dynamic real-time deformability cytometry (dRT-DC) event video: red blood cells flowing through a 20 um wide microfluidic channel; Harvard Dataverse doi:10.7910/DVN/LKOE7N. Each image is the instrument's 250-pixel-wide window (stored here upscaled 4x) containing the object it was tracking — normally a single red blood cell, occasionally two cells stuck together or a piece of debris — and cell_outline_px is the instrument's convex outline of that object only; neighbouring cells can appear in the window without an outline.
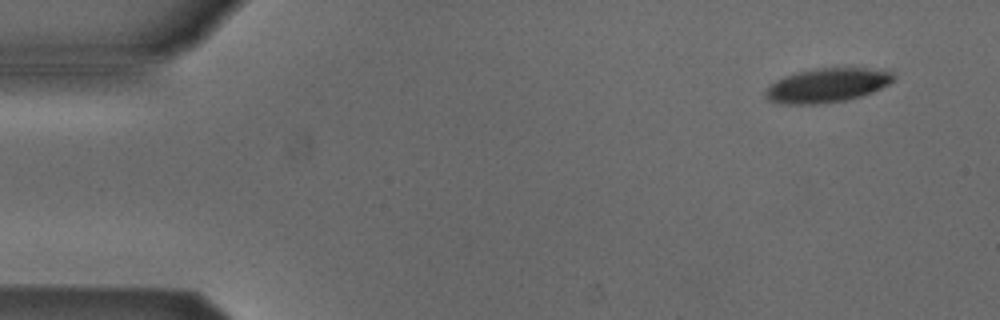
{"species": "Egyptian fruit bat (a non-hibernating species)", "species_latin": "Rousettus aegyptiacus", "temperature_condition": "cold", "stored_images_in_passage": 4, "camera_frame_rate_fps": 3000, "um_per_image_px": 0.085, "animal": {"sex": "male"}, "frame": {"image": 1, "passage_image": 1, "time_ms": 0.0, "image_size_px": [1000, 320], "cell_outline_px": [[896, 76], [888, 84], [872, 92], [860, 96], [844, 100], [820, 104], [784, 104], [768, 100], [764, 96], [764, 92], [776, 80], [784, 76], [796, 72], [816, 68], [864, 68], [892, 72]], "centroid_in_image_um": [70.26, 7.25], "position_along_channel_um": 14.7, "area_um2": 25.26}}
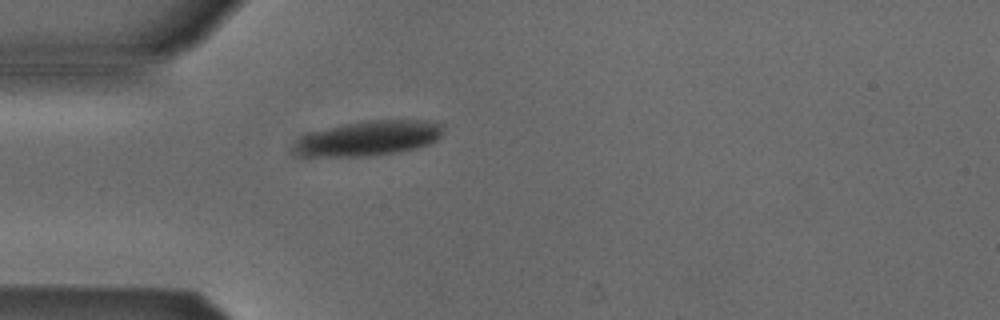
{"frame": {"image": 2, "passage_image": 4, "time_ms": 1.0, "image_size_px": [1000, 320], "cell_outline_px": [[444, 132], [436, 140], [428, 144], [416, 148], [368, 156], [300, 156], [296, 152], [292, 144], [300, 136], [308, 132], [344, 124], [368, 120], [436, 120], [444, 124]], "centroid_in_image_um": [31.34, 11.73], "position_along_channel_um": 53.7, "area_um2": 30.52}}